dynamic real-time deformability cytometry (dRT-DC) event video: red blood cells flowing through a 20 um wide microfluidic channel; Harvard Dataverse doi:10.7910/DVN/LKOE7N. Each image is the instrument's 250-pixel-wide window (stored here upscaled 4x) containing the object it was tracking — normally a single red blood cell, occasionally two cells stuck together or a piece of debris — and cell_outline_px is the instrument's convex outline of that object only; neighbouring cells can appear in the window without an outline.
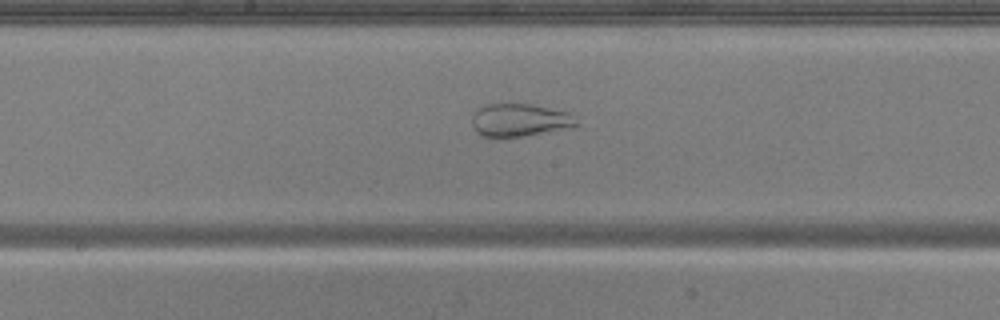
{"species": "common noctule bat (a hibernating species)", "species_latin": "Nyctalus noctula", "temperature_condition": "warm", "stored_images_in_passage": 50, "camera_frame_rate_fps": 3000, "um_per_image_px": 0.085, "animal": {"sex": "male", "body_mass_g": 20.5, "forearm_length_mm": 52.5}, "frame": {"image": 1, "passage_image": 25, "time_ms": 8.0, "image_size_px": [1000, 320], "cell_outline_px": [[576, 124], [524, 136], [496, 140], [480, 136], [476, 132], [472, 124], [472, 116], [476, 108], [484, 104], [532, 104], [572, 112]], "centroid_in_image_um": [44.02, 10.22], "position_along_channel_um": 204.2, "area_um2": 20.23}}
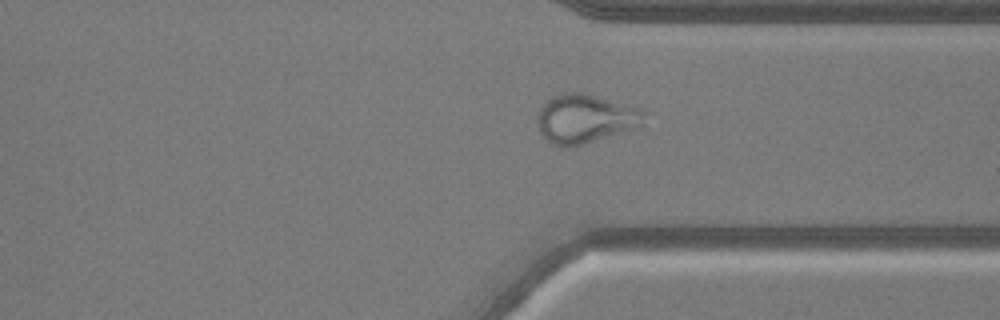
{"frame": {"image": 2, "passage_image": 37, "time_ms": 12.0, "image_size_px": [1000, 320], "cell_outline_px": [[644, 116], [640, 128], [568, 148], [552, 144], [540, 132], [540, 108], [552, 96], [568, 92], [584, 92], [636, 108], [644, 112]], "centroid_in_image_um": [49.77, 10.1], "position_along_channel_um": 361.6, "area_um2": 29.88}}
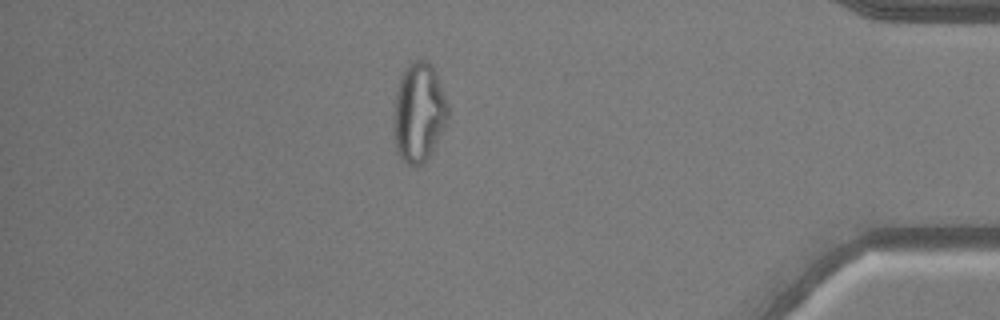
{"frame": {"image": 3, "passage_image": 43, "time_ms": 14.0, "image_size_px": [1000, 320], "cell_outline_px": [[448, 116], [444, 128], [432, 152], [424, 164], [408, 164], [396, 152], [392, 132], [392, 116], [396, 92], [400, 76], [404, 68], [412, 60], [424, 60], [432, 64], [436, 72], [448, 104]], "centroid_in_image_um": [35.57, 9.55], "position_along_channel_um": 399.6, "area_um2": 31.96}}